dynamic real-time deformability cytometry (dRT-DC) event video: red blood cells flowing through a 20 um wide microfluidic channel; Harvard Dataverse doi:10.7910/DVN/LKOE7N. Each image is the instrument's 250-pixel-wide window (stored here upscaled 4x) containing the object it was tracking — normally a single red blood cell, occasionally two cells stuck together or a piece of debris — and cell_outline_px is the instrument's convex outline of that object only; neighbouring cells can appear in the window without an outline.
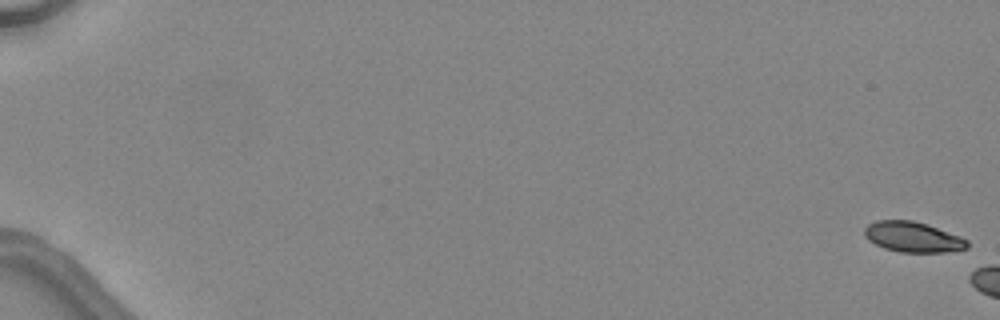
{"species": "common noctule bat (a hibernating species)", "species_latin": "Nyctalus noctula", "temperature_condition": "warm", "stored_images_in_passage": 7, "camera_frame_rate_fps": 3000, "um_per_image_px": 0.085, "animal": {"sex": "female", "body_mass_g": 24.6, "forearm_length_mm": 56.2}, "frame": {"image": 1, "passage_image": 1, "time_ms": 0.0, "image_size_px": [1000, 320], "cell_outline_px": [[968, 248], [944, 252], [900, 252], [884, 248], [868, 240], [864, 236], [864, 228], [868, 224], [876, 220], [912, 220], [960, 236], [968, 240]], "centroid_in_image_um": [77.56, 20.14], "position_along_channel_um": 7.4, "area_um2": 18.03}}
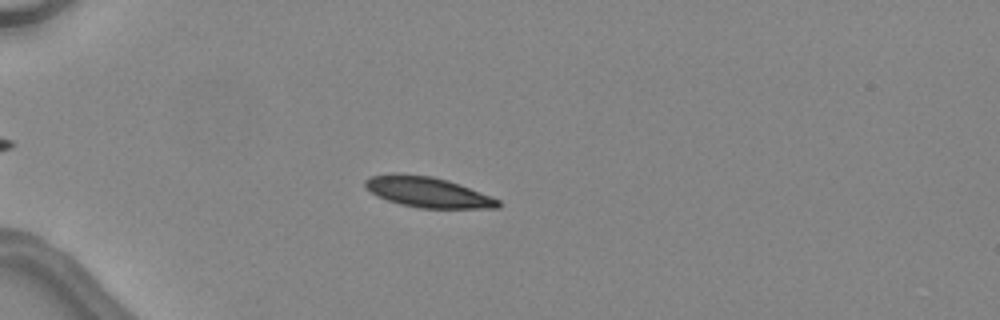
{"frame": {"image": 2, "passage_image": 6, "time_ms": 6.667, "image_size_px": [1000, 320], "cell_outline_px": [[500, 208], [420, 208], [400, 204], [376, 196], [364, 184], [364, 180], [368, 176], [392, 172], [396, 172], [432, 176], [448, 180], [460, 184], [492, 196], [500, 200]], "centroid_in_image_um": [36.34, 16.31], "position_along_channel_um": 48.7, "area_um2": 23.87}}